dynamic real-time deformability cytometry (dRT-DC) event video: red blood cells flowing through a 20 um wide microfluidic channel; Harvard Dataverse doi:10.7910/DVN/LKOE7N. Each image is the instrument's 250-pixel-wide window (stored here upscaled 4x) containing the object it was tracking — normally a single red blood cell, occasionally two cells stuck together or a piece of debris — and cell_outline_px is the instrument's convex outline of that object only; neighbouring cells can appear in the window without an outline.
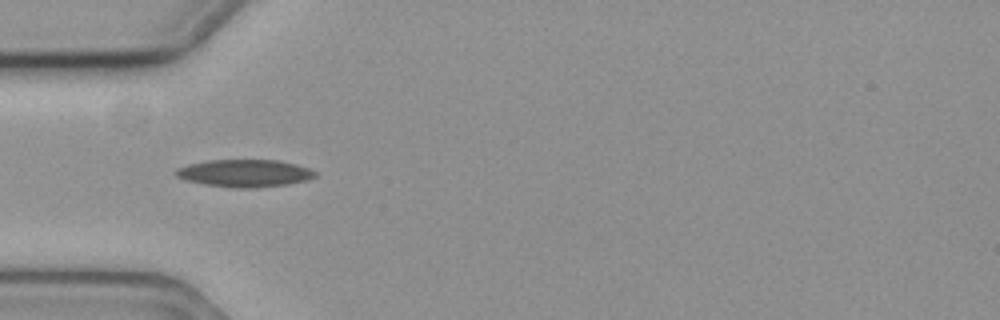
{"species": "common noctule bat (a hibernating species)", "species_latin": "Nyctalus noctula", "temperature_condition": "cold", "stored_images_in_passage": 8, "camera_frame_rate_fps": 3000, "um_per_image_px": 0.085, "animal": {"sex": "female", "body_mass_g": 19.3, "forearm_length_mm": 54.1}, "frame": {"image": 1, "passage_image": 5, "time_ms": 1.333, "image_size_px": [1000, 320], "cell_outline_px": [[316, 176], [308, 180], [288, 184], [256, 188], [232, 188], [204, 184], [184, 180], [176, 176], [176, 168], [188, 164], [208, 160], [276, 160], [296, 164], [308, 168], [316, 172]], "centroid_in_image_um": [20.78, 14.73], "position_along_channel_um": 64.2, "area_um2": 22.37}}
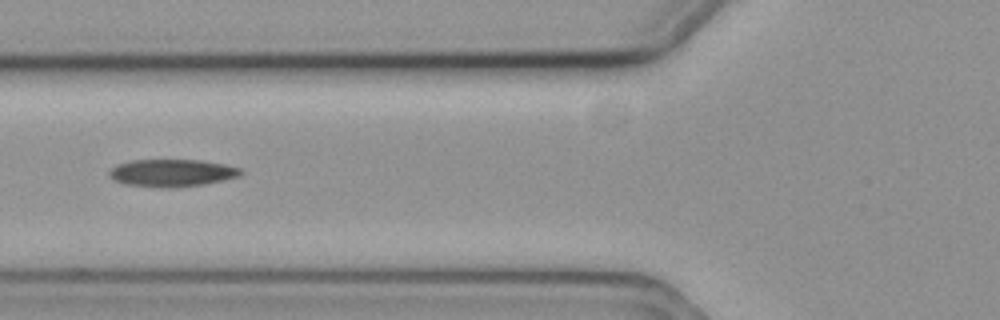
{"frame": {"image": 2, "passage_image": 6, "time_ms": 1.667, "image_size_px": [1000, 320], "cell_outline_px": [[244, 172], [240, 176], [204, 184], [172, 188], [156, 188], [124, 184], [108, 176], [108, 172], [112, 168], [120, 164], [132, 160], [200, 160], [224, 164], [240, 168]], "centroid_in_image_um": [14.62, 14.71], "position_along_channel_um": 111.2, "area_um2": 21.04}}
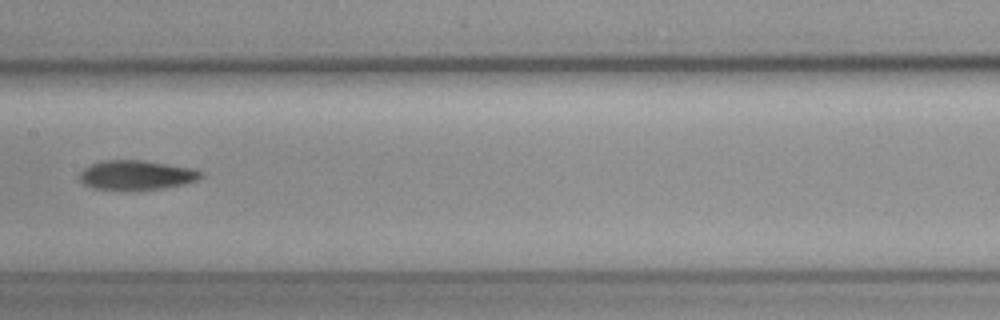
{"frame": {"image": 3, "passage_image": 8, "time_ms": 2.333, "image_size_px": [1000, 320], "cell_outline_px": [[204, 176], [200, 180], [184, 184], [164, 188], [136, 192], [96, 188], [84, 184], [80, 180], [80, 172], [84, 168], [100, 160], [144, 160], [192, 168], [204, 172]], "centroid_in_image_um": [11.64, 14.9], "position_along_channel_um": 195.8, "area_um2": 21.44}}